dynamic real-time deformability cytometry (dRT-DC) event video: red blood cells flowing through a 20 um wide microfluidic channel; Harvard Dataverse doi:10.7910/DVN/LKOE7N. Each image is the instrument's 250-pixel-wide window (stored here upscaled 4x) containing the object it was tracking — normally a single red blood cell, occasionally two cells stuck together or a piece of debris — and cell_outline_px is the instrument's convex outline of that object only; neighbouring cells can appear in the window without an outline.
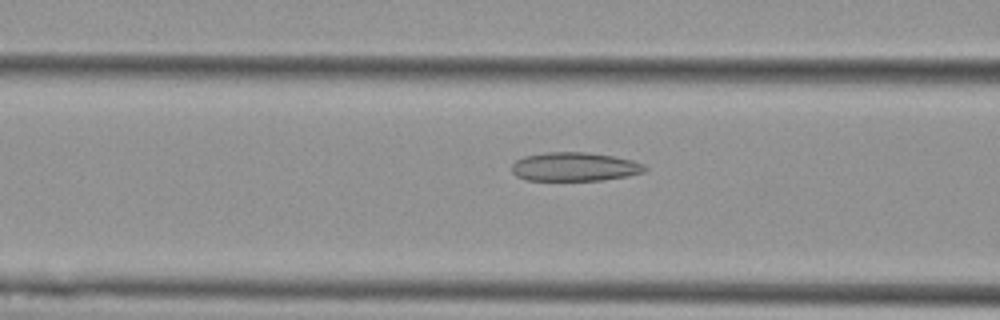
{"species": "Egyptian fruit bat (a non-hibernating species)", "species_latin": "Rousettus aegyptiacus", "temperature_condition": "cold", "stored_images_in_passage": 53, "camera_frame_rate_fps": 3000, "um_per_image_px": 0.085, "animal": {"sex": "female"}, "frame": {"image": 1, "passage_image": 21, "time_ms": 6.667, "image_size_px": [1000, 320], "cell_outline_px": [[648, 168], [644, 172], [628, 176], [600, 180], [528, 180], [516, 176], [512, 172], [512, 164], [516, 160], [524, 156], [544, 152], [588, 152], [612, 156], [632, 160], [644, 164]], "centroid_in_image_um": [48.84, 14.17], "position_along_channel_um": 117.8, "area_um2": 22.37}}
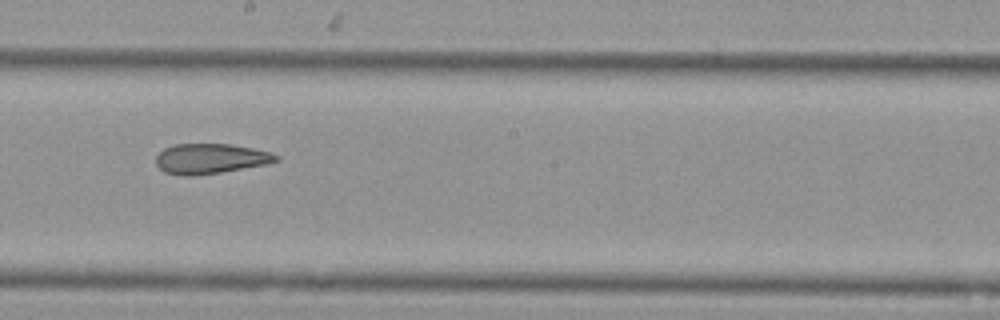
{"frame": {"image": 2, "passage_image": 30, "time_ms": 9.667, "image_size_px": [1000, 320], "cell_outline_px": [[280, 160], [264, 164], [220, 172], [192, 176], [180, 176], [164, 172], [156, 164], [156, 156], [164, 148], [176, 144], [228, 144], [252, 148], [268, 152], [280, 156]], "centroid_in_image_um": [17.84, 13.49], "position_along_channel_um": 230.4, "area_um2": 20.87}}
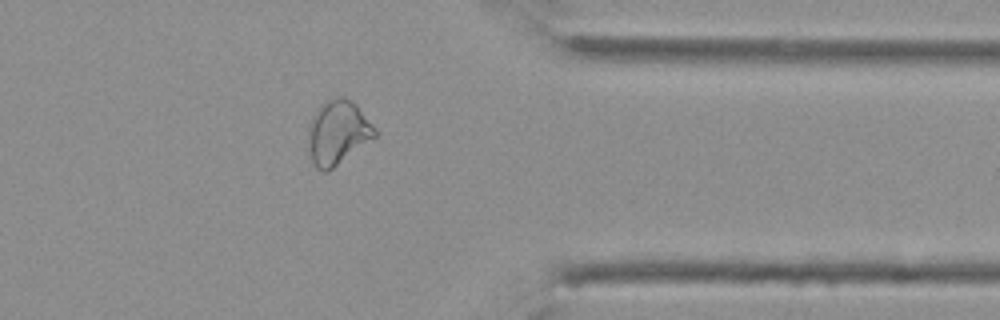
{"frame": {"image": 3, "passage_image": 43, "time_ms": 14.0, "image_size_px": [1000, 320], "cell_outline_px": [[376, 136], [328, 172], [320, 172], [316, 168], [312, 160], [308, 140], [308, 124], [316, 108], [320, 104], [336, 96], [344, 96], [352, 100], [356, 104], [376, 128]], "centroid_in_image_um": [28.69, 11.24], "position_along_channel_um": 382.7, "area_um2": 25.09}, "authors_computed_cell_mechanics": {"area_um2": 25.0852, "velocity_mm_per_s": 3.761, "shape_relaxation_time_tau1_ms": null, "shape_relaxation_time_tau2_ms": 3.244, "deformation_change_tau1": null, "deformation_change_tau2": 0.1003}}